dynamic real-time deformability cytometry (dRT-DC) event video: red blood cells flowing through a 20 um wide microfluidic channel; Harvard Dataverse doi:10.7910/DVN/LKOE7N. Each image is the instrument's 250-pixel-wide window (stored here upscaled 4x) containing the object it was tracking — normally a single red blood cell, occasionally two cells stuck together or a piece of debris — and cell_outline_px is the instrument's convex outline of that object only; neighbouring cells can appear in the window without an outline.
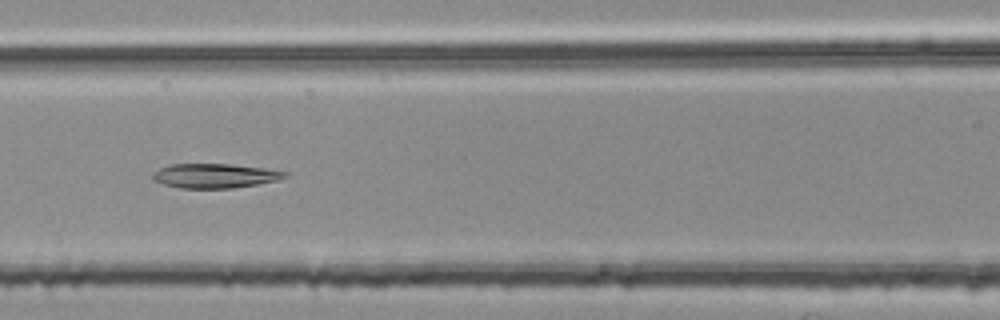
{"species": "common noctule bat (a hibernating species)", "species_latin": "Nyctalus noctula", "temperature_condition": "room temperature", "stored_images_in_passage": 53, "segment_of_instrument_passage": [2, 2], "camera_frame_rate_fps": 3000, "um_per_image_px": 0.085, "animal": {"sex": "female", "body_mass_g": 25.1}, "frame": {"image": 1, "passage_image": 23, "time_ms": 7.333, "image_size_px": [1000, 320], "cell_outline_px": [[288, 172], [284, 176], [276, 180], [256, 184], [232, 188], [180, 188], [164, 184], [152, 180], [152, 176], [160, 168], [172, 164], [228, 164], [264, 168]], "centroid_in_image_um": [18.22, 14.94], "position_along_channel_um": 148.4, "area_um2": 18.44}}
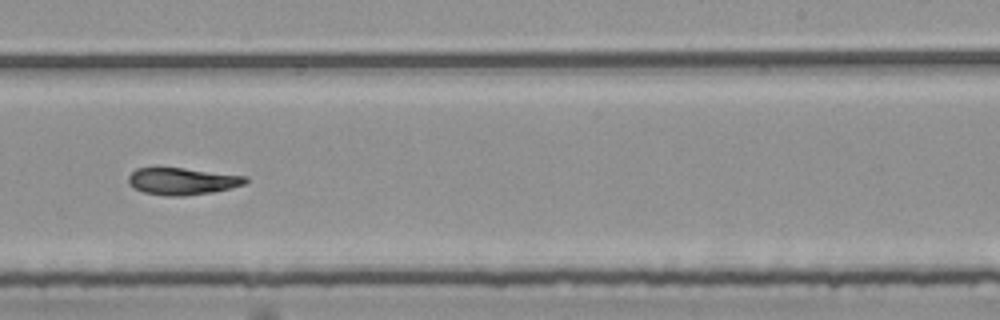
{"frame": {"image": 2, "passage_image": 33, "time_ms": 10.667, "image_size_px": [1000, 320], "cell_outline_px": [[248, 180], [244, 184], [212, 192], [184, 196], [164, 196], [144, 192], [132, 188], [128, 184], [128, 176], [136, 168], [156, 164], [248, 176]], "centroid_in_image_um": [15.4, 15.35], "position_along_channel_um": 273.6, "area_um2": 19.25}}
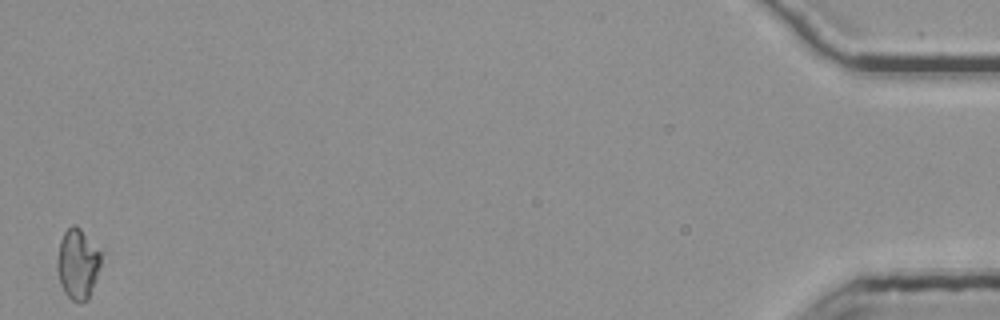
{"frame": {"image": 3, "passage_image": 53, "time_ms": 17.333, "image_size_px": [1000, 320], "cell_outline_px": [[108, 256], [88, 300], [80, 304], [72, 300], [64, 292], [60, 284], [56, 272], [56, 260], [60, 240], [64, 232], [72, 224], [76, 224], [104, 248], [108, 252]], "centroid_in_image_um": [6.73, 22.39], "position_along_channel_um": 428.5, "area_um2": 19.88}}